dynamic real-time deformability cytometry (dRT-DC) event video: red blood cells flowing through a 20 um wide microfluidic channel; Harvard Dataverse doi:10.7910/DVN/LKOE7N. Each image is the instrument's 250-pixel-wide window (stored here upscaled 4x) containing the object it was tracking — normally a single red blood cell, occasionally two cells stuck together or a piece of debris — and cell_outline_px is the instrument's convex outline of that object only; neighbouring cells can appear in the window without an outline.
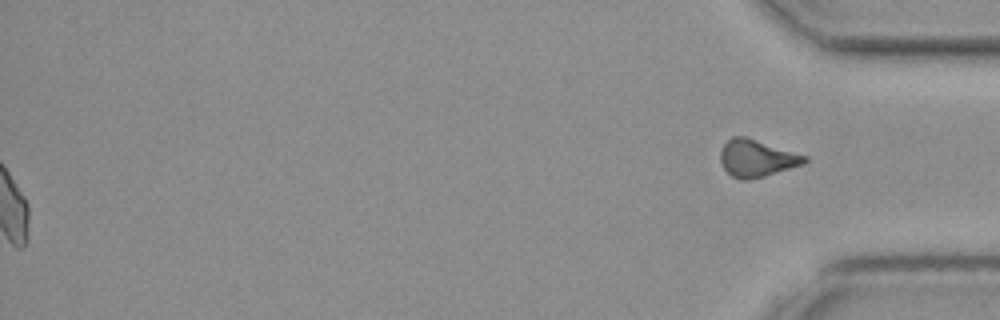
{"species": "common noctule bat (a hibernating species)", "species_latin": "Nyctalus noctula", "temperature_condition": "cold", "stored_images_in_passage": 57, "segment_of_instrument_passage": [2, 2], "camera_frame_rate_fps": 3000, "um_per_image_px": 0.085, "animal": {"sex": "female", "body_mass_g": 19.3, "forearm_length_mm": 54.1}, "frame": {"image": 1, "passage_image": 57, "time_ms": 18.667, "image_size_px": [1000, 320], "cell_outline_px": [[808, 160], [804, 164], [764, 176], [748, 180], [740, 180], [732, 176], [724, 168], [720, 160], [720, 152], [724, 144], [732, 136], [748, 136], [808, 156]], "centroid_in_image_um": [64.33, 13.43], "position_along_channel_um": 370.9, "area_um2": 18.38}}